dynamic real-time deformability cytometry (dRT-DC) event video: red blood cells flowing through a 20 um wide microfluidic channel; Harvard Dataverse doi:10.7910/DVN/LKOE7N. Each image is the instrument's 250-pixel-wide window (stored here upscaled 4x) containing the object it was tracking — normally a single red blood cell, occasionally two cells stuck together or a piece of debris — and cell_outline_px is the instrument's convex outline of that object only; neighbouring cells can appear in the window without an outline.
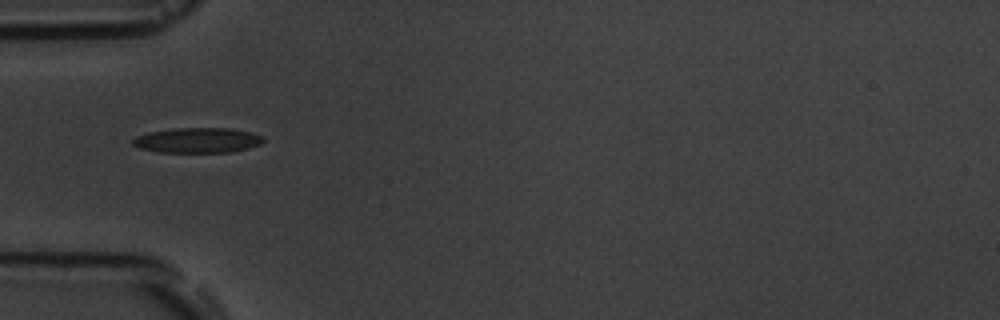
{"species": "common noctule bat (a hibernating species)", "species_latin": "Nyctalus noctula", "temperature_condition": "room temperature", "stored_images_in_passage": 2, "camera_frame_rate_fps": 3000, "um_per_image_px": 0.085, "animal": {"sex": "male", "body_mass_g": 19.5, "forearm_length_mm": 54.6}, "frame": {"image": 1, "passage_image": 1, "time_ms": 0.0, "image_size_px": [1000, 320], "cell_outline_px": [[264, 140], [260, 144], [248, 148], [232, 152], [160, 152], [140, 148], [132, 144], [132, 140], [136, 136], [148, 132], [176, 128], [232, 128], [252, 132], [264, 136]], "centroid_in_image_um": [16.82, 11.92], "position_along_channel_um": 68.2, "area_um2": 19.19}}
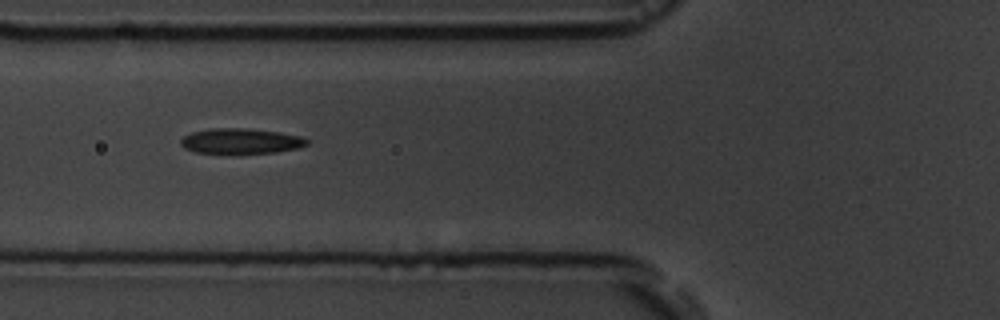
{"frame": {"image": 2, "passage_image": 2, "time_ms": 1.0, "image_size_px": [1000, 320], "cell_outline_px": [[308, 144], [300, 148], [276, 152], [196, 152], [184, 148], [180, 144], [180, 140], [184, 136], [192, 132], [208, 128], [248, 128], [280, 132], [300, 136], [308, 140]], "centroid_in_image_um": [20.48, 11.96], "position_along_channel_um": 105.3, "area_um2": 18.38}}